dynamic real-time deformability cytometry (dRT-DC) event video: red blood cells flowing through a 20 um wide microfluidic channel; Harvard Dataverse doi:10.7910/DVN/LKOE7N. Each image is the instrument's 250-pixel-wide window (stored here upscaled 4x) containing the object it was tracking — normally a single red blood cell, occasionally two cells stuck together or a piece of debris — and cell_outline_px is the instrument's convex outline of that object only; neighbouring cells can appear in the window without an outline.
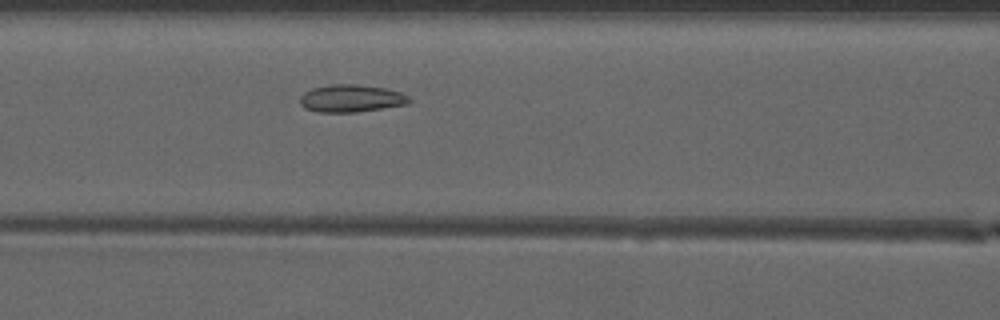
{"species": "common noctule bat (a hibernating species)", "species_latin": "Nyctalus noctula", "temperature_condition": "warm", "stored_images_in_passage": 38, "camera_frame_rate_fps": 3000, "um_per_image_px": 0.085, "animal": {"sex": "male", "forearm_length_mm": 52.5}, "frame": {"image": 1, "passage_image": 15, "time_ms": 4.667, "image_size_px": [1000, 320], "cell_outline_px": [[412, 100], [408, 104], [356, 112], [320, 112], [304, 108], [300, 104], [300, 96], [304, 92], [312, 88], [332, 84], [360, 84], [384, 88], [400, 92], [408, 96]], "centroid_in_image_um": [29.84, 8.36], "position_along_channel_um": 136.8, "area_um2": 17.51}}
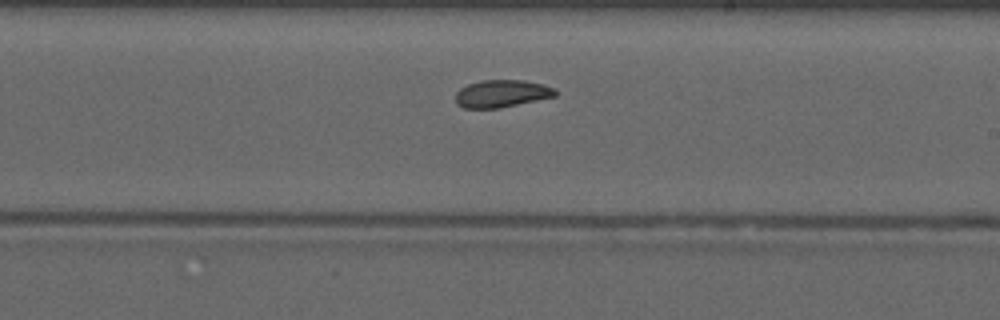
{"frame": {"image": 2, "passage_image": 23, "time_ms": 7.333, "image_size_px": [1000, 320], "cell_outline_px": [[560, 92], [556, 96], [500, 108], [464, 108], [456, 104], [456, 92], [460, 88], [468, 84], [484, 80], [524, 80], [544, 84], [556, 88]], "centroid_in_image_um": [42.69, 7.95], "position_along_channel_um": 246.3, "area_um2": 16.13}}
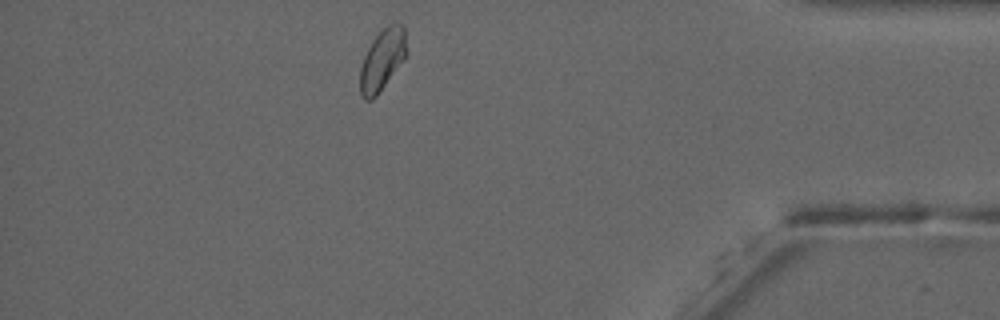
{"frame": {"image": 3, "passage_image": 37, "time_ms": 12.0, "image_size_px": [1000, 320], "cell_outline_px": [[404, 60], [376, 96], [372, 100], [364, 100], [360, 92], [360, 68], [364, 56], [372, 40], [388, 24], [404, 24]], "centroid_in_image_um": [32.45, 5.12], "position_along_channel_um": 402.7, "area_um2": 16.13}, "authors_computed_cell_mechanics": {"area_um2": 16.5886, "velocity_mm_per_s": 4.1305, "shape_relaxation_time_tau1_ms": null, "shape_relaxation_time_tau2_ms": 1.5943, "deformation_change_tau1": null, "deformation_change_tau2": 0.0556}}